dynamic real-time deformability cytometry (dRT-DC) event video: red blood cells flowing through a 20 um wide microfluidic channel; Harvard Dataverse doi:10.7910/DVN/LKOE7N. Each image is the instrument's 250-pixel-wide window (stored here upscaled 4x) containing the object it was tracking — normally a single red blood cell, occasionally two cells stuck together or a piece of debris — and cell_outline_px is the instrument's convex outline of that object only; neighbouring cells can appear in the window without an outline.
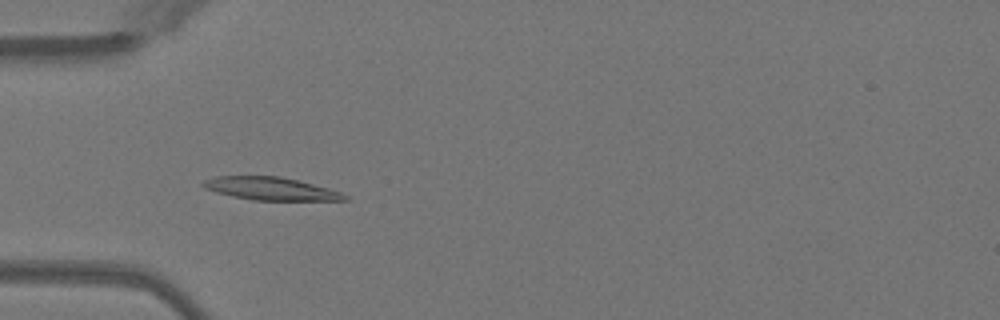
{"species": "Egyptian fruit bat (a non-hibernating species)", "species_latin": "Rousettus aegyptiacus", "temperature_condition": "warm", "stored_images_in_passage": 49, "camera_frame_rate_fps": 3000, "um_per_image_px": 0.085, "animal": {"sex": "female"}, "frame": {"image": 1, "passage_image": 15, "time_ms": 4.667, "image_size_px": [1000, 320], "cell_outline_px": [[348, 200], [252, 200], [232, 196], [216, 192], [204, 188], [200, 184], [204, 180], [216, 176], [280, 176], [328, 188], [340, 192], [348, 196]], "centroid_in_image_um": [22.97, 16.03], "position_along_channel_um": 62.0, "area_um2": 18.73}}
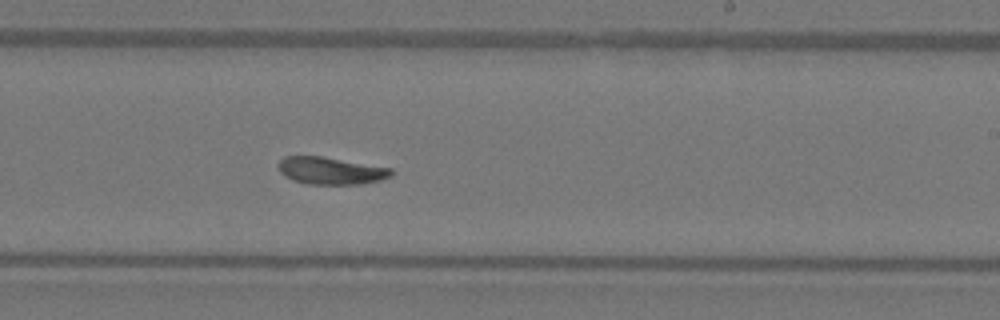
{"frame": {"image": 2, "passage_image": 30, "time_ms": 9.667, "image_size_px": [1000, 320], "cell_outline_px": [[392, 176], [380, 180], [360, 184], [308, 184], [292, 180], [284, 176], [280, 172], [276, 164], [284, 156], [320, 156], [392, 168]], "centroid_in_image_um": [28.08, 14.51], "position_along_channel_um": 260.9, "area_um2": 17.98}}
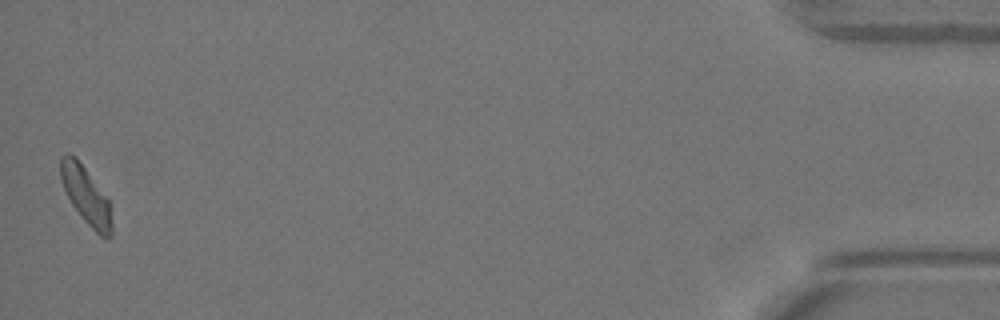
{"frame": {"image": 3, "passage_image": 49, "time_ms": 16.0, "image_size_px": [1000, 320], "cell_outline_px": [[112, 236], [108, 240], [104, 240], [84, 220], [72, 204], [60, 180], [60, 156], [64, 152], [68, 152], [84, 168], [108, 196], [112, 224]], "centroid_in_image_um": [7.33, 16.65], "position_along_channel_um": 427.9, "area_um2": 17.11}, "authors_computed_cell_mechanics": {"area_um2": 18.496, "velocity_mm_per_s": 4.0196, "shape_relaxation_time_tau1_ms": 4.8383, "shape_relaxation_time_tau2_ms": 4.7631, "deformation_change_tau1": 0.1541, "deformation_change_tau2": 0.0981}}